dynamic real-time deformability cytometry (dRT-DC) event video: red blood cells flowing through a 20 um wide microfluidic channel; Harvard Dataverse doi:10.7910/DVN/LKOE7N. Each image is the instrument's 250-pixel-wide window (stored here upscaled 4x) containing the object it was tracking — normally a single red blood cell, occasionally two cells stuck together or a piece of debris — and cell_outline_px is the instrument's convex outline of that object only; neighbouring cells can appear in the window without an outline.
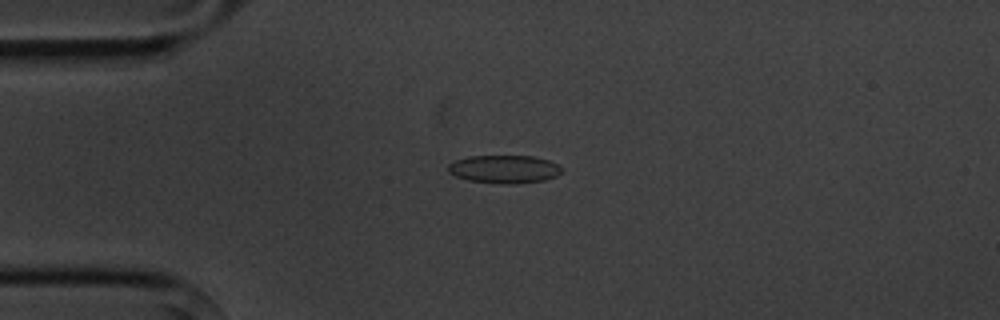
{"species": "common noctule bat (a hibernating species)", "species_latin": "Nyctalus noctula", "temperature_condition": "cold", "stored_images_in_passage": 7, "camera_frame_rate_fps": 3000, "um_per_image_px": 0.085, "animal": {"sex": "male", "body_mass_g": 20.1, "forearm_length_mm": 53.5}, "frame": {"image": 1, "passage_image": 4, "time_ms": 3.333, "image_size_px": [1000, 320], "cell_outline_px": [[564, 168], [556, 176], [544, 180], [512, 184], [500, 184], [468, 180], [456, 176], [448, 172], [448, 164], [456, 160], [468, 156], [532, 156], [548, 160]], "centroid_in_image_um": [42.85, 14.38], "position_along_channel_um": 42.2, "area_um2": 18.55}}
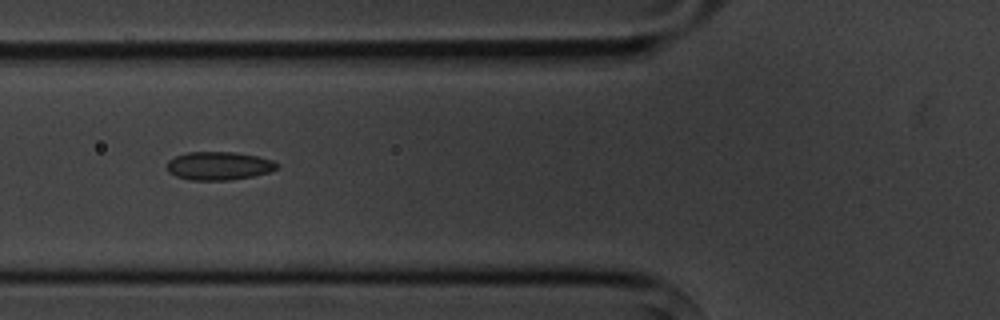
{"frame": {"image": 2, "passage_image": 6, "time_ms": 5.667, "image_size_px": [1000, 320], "cell_outline_px": [[280, 164], [276, 168], [268, 172], [252, 176], [228, 180], [192, 180], [176, 176], [168, 172], [168, 160], [176, 156], [188, 152], [236, 152], [256, 156], [272, 160]], "centroid_in_image_um": [18.59, 14.09], "position_along_channel_um": 107.2, "area_um2": 17.98}}
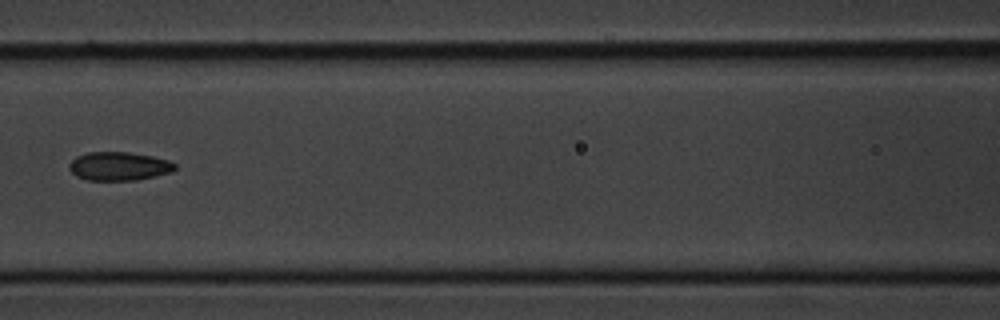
{"frame": {"image": 3, "passage_image": 7, "time_ms": 7.0, "image_size_px": [1000, 320], "cell_outline_px": [[176, 168], [172, 172], [156, 176], [136, 180], [88, 180], [76, 176], [68, 168], [68, 164], [76, 156], [88, 152], [128, 152], [152, 156], [168, 160], [176, 164]], "centroid_in_image_um": [10.11, 14.13], "position_along_channel_um": 156.5, "area_um2": 17.69}}